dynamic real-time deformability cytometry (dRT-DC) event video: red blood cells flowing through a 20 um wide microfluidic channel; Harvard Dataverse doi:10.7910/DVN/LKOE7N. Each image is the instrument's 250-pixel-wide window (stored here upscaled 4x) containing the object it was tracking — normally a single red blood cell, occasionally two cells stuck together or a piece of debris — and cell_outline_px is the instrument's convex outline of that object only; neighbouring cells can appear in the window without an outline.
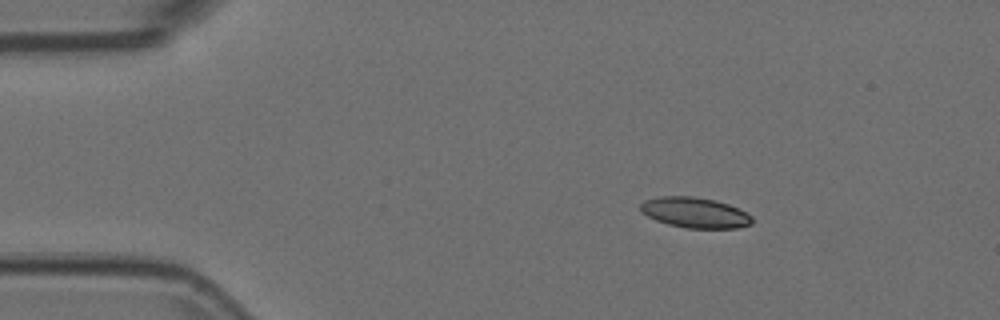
{"species": "Egyptian fruit bat (a non-hibernating species)", "species_latin": "Rousettus aegyptiacus", "temperature_condition": "room temperature", "stored_images_in_passage": 47, "camera_frame_rate_fps": 3000, "um_per_image_px": 0.085, "animal": {"sex": "female"}, "frame": {"image": 1, "passage_image": 1, "time_ms": 0.0, "image_size_px": [1000, 320], "cell_outline_px": [[752, 224], [736, 228], [688, 228], [668, 224], [656, 220], [640, 212], [640, 204], [644, 200], [660, 196], [692, 196], [716, 200], [728, 204], [752, 216]], "centroid_in_image_um": [59.04, 18.06], "position_along_channel_um": 26.0, "area_um2": 19.77}}
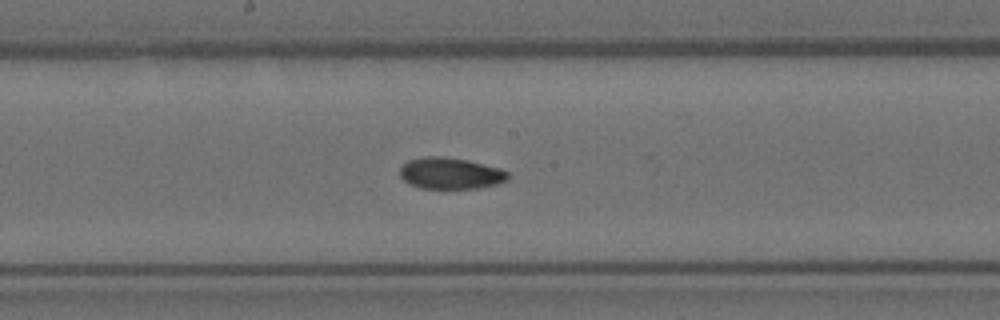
{"frame": {"image": 2, "passage_image": 21, "time_ms": 6.667, "image_size_px": [1000, 320], "cell_outline_px": [[508, 180], [496, 184], [480, 188], [420, 188], [408, 184], [400, 176], [400, 168], [408, 160], [424, 156], [444, 156], [468, 160], [500, 168], [508, 172]], "centroid_in_image_um": [38.28, 14.73], "position_along_channel_um": 209.9, "area_um2": 19.88}}
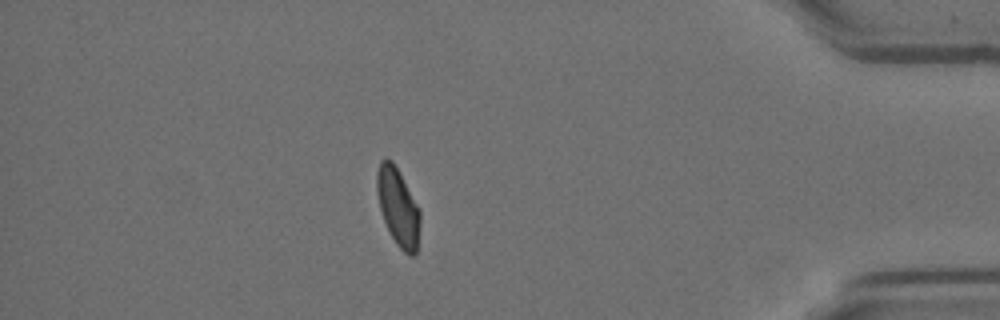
{"frame": {"image": 3, "passage_image": 40, "time_ms": 13.0, "image_size_px": [1000, 320], "cell_outline_px": [[420, 224], [416, 252], [412, 256], [408, 256], [396, 244], [384, 220], [380, 208], [376, 192], [376, 172], [380, 160], [392, 160], [420, 208]], "centroid_in_image_um": [33.83, 17.6], "position_along_channel_um": 401.4, "area_um2": 19.48}, "authors_computed_cell_mechanics": {"area_um2": 19.9988, "velocity_mm_per_s": 3.7066, "shape_relaxation_time_tau1_ms": 6.225, "shape_relaxation_time_tau2_ms": 3.0069, "deformation_change_tau1": 0.1439, "deformation_change_tau2": 0.0661}}